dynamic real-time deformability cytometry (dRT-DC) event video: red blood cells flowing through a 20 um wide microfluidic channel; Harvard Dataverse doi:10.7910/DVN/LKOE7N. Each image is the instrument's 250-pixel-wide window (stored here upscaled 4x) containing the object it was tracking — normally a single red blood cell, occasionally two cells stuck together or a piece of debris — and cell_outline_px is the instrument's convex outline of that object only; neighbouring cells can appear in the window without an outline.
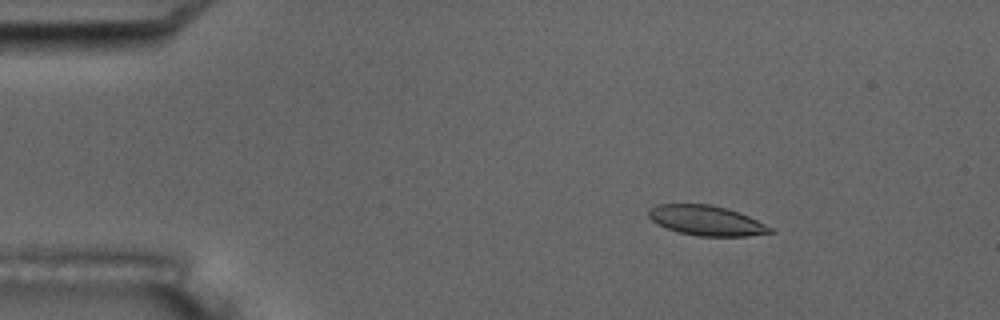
{"species": "common noctule bat (a hibernating species)", "species_latin": "Nyctalus noctula", "temperature_condition": "room temperature", "stored_images_in_passage": 7, "camera_frame_rate_fps": 3000, "um_per_image_px": 0.085, "animal": {"sex": "male", "body_mass_g": 17.5, "forearm_length_mm": 52.3}, "frame": {"image": 1, "passage_image": 3, "time_ms": 2.333, "image_size_px": [1000, 320], "cell_outline_px": [[776, 232], [748, 236], [700, 236], [680, 232], [668, 228], [652, 220], [648, 216], [648, 212], [656, 204], [712, 204], [740, 212], [772, 228]], "centroid_in_image_um": [60.08, 18.74], "position_along_channel_um": 24.9, "area_um2": 20.98}}
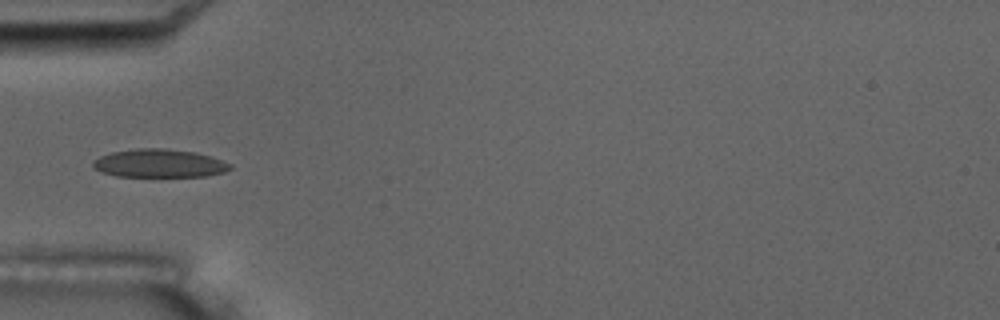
{"frame": {"image": 2, "passage_image": 6, "time_ms": 5.667, "image_size_px": [1000, 320], "cell_outline_px": [[232, 168], [224, 172], [208, 176], [116, 176], [100, 172], [92, 168], [92, 160], [100, 156], [112, 152], [136, 148], [164, 148], [196, 152], [232, 164]], "centroid_in_image_um": [13.5, 13.88], "position_along_channel_um": 71.5, "area_um2": 22.66}}